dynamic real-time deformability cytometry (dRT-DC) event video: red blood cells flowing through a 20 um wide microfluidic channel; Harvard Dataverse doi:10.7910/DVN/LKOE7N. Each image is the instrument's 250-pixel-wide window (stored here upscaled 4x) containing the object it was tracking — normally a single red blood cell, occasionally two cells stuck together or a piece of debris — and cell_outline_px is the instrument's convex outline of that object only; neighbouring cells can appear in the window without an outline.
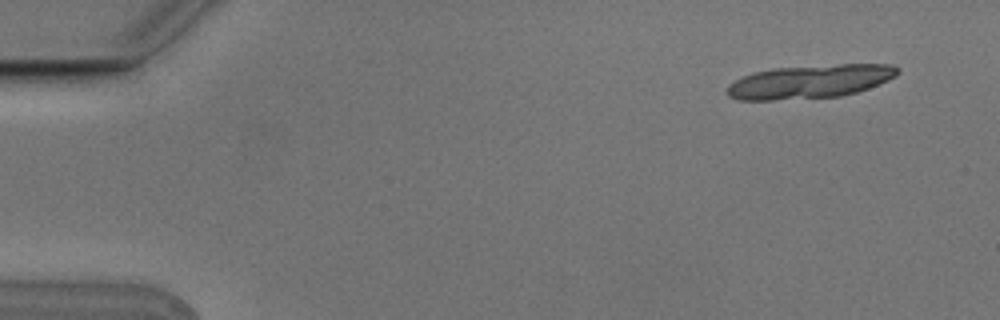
{"species": "Egyptian fruit bat (a non-hibernating species)", "species_latin": "Rousettus aegyptiacus", "temperature_condition": "cold", "stored_images_in_passage": 6, "segment_of_instrument_passage": [2, 2], "camera_frame_rate_fps": 3000, "um_per_image_px": 0.085, "animal": {"sex": "male"}, "frame": {"image": 1, "passage_image": 6, "time_ms": 1.667, "image_size_px": [1000, 320], "cell_outline_px": [[900, 72], [896, 76], [888, 80], [868, 88], [856, 92], [840, 96], [772, 100], [736, 100], [728, 96], [724, 92], [728, 84], [752, 72], [776, 68], [840, 64], [892, 64], [900, 68]], "centroid_in_image_um": [68.82, 6.93], "position_along_channel_um": 16.2, "area_um2": 33.41}}